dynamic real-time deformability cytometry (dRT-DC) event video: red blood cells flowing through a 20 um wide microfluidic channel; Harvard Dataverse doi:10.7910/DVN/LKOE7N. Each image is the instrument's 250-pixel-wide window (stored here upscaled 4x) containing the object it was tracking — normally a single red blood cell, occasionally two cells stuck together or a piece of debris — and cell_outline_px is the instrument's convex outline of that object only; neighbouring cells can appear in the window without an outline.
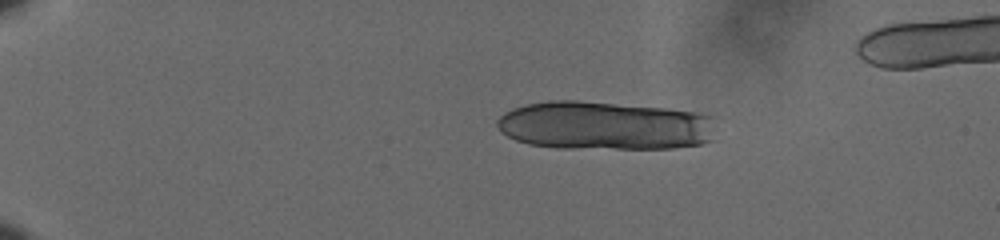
{"species": "human", "species_latin": "Homo sapiens", "temperature_condition": "cold", "stored_images_in_passage": 12, "camera_frame_rate_fps": 3000, "um_per_image_px": 0.085, "donor": {"sex": "male"}, "frame": {"image": 1, "passage_image": 1, "time_ms": 0.0, "image_size_px": [1000, 240], "cell_outline_px": [[712, 140], [700, 144], [672, 148], [556, 148], [528, 144], [516, 140], [500, 132], [496, 124], [496, 120], [500, 116], [512, 108], [528, 104], [548, 100], [576, 100], [664, 108], [692, 112], [712, 116]], "centroid_in_image_um": [51.32, 10.68], "position_along_channel_um": 33.7, "area_um2": 61.96}}